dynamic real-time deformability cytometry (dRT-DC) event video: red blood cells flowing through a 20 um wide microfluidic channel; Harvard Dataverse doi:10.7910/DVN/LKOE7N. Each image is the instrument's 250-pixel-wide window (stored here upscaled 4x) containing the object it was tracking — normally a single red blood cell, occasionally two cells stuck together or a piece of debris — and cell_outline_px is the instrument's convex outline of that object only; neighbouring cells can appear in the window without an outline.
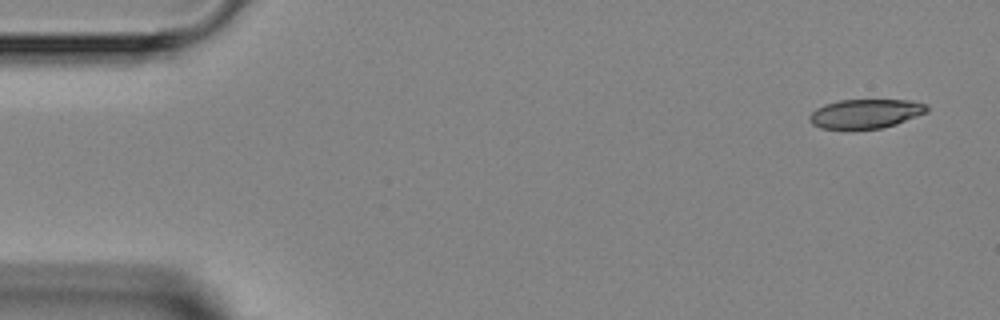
{"species": "Egyptian fruit bat (a non-hibernating species)", "species_latin": "Rousettus aegyptiacus", "temperature_condition": "room temperature", "stored_images_in_passage": 4, "camera_frame_rate_fps": 3000, "um_per_image_px": 0.085, "animal": {"sex": "female"}, "frame": {"image": 1, "passage_image": 1, "time_ms": 0.0, "image_size_px": [1000, 320], "cell_outline_px": [[928, 112], [896, 124], [880, 128], [820, 128], [812, 124], [808, 120], [808, 116], [816, 108], [824, 104], [840, 100], [912, 100], [928, 104]], "centroid_in_image_um": [73.58, 9.64], "position_along_channel_um": 11.4, "area_um2": 19.94}}
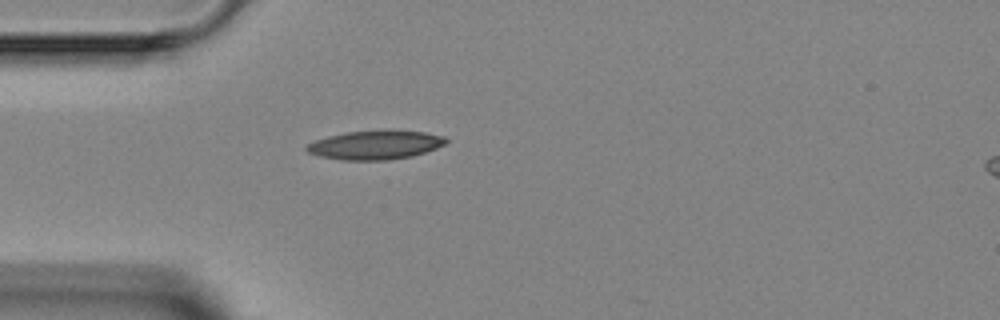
{"frame": {"image": 2, "passage_image": 4, "time_ms": 3.667, "image_size_px": [1000, 320], "cell_outline_px": [[448, 140], [444, 144], [436, 148], [412, 156], [388, 160], [344, 160], [320, 156], [308, 152], [304, 148], [308, 144], [316, 140], [328, 136], [344, 132], [384, 128], [392, 128], [424, 132], [444, 136]], "centroid_in_image_um": [31.92, 12.28], "position_along_channel_um": 53.1, "area_um2": 23.99}}